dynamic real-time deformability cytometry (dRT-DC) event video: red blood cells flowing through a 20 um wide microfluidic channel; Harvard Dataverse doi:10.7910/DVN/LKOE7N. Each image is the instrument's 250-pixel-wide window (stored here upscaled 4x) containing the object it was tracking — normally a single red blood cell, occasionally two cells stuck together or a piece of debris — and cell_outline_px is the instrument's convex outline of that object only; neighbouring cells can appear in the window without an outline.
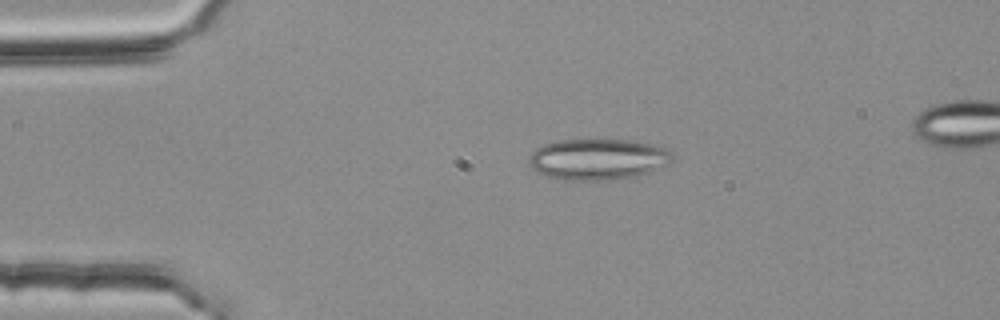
{"species": "common noctule bat (a hibernating species)", "species_latin": "Nyctalus noctula", "temperature_condition": "room temperature", "stored_images_in_passage": 45, "camera_frame_rate_fps": 3000, "um_per_image_px": 0.085, "animal": {"sex": "female", "body_mass_g": 25.1}, "frame": {"image": 1, "passage_image": 2, "time_ms": 0.333, "image_size_px": [1000, 320], "cell_outline_px": [[672, 160], [668, 164], [652, 172], [636, 176], [600, 184], [564, 180], [548, 176], [536, 172], [532, 168], [528, 160], [528, 156], [536, 148], [544, 144], [560, 140], [624, 140], [648, 144], [668, 148], [672, 152]], "centroid_in_image_um": [50.81, 13.59], "position_along_channel_um": 34.2, "area_um2": 35.26}}
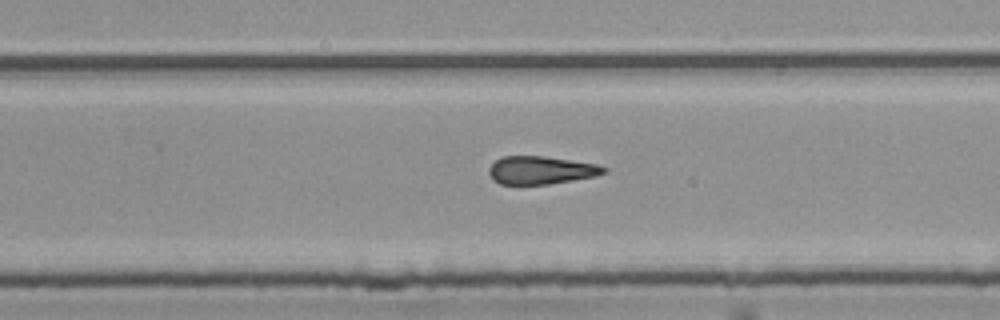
{"frame": {"image": 2, "passage_image": 25, "time_ms": 8.0, "image_size_px": [1000, 320], "cell_outline_px": [[608, 172], [596, 176], [548, 184], [500, 184], [488, 172], [488, 168], [500, 156], [544, 156], [596, 164], [608, 168]], "centroid_in_image_um": [46.0, 14.46], "position_along_channel_um": 283.8, "area_um2": 18.61}}
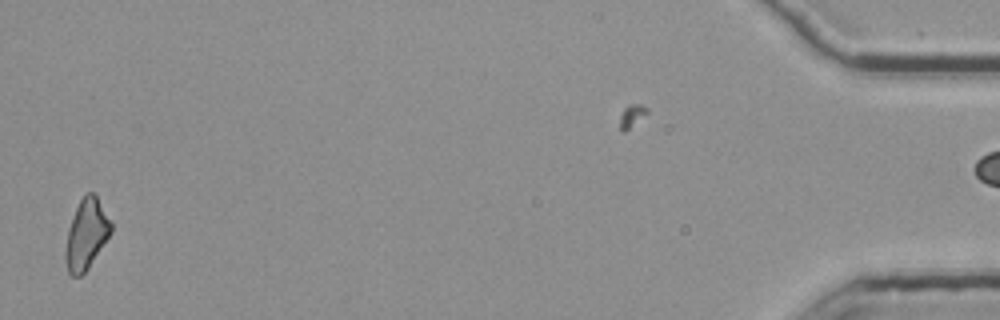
{"frame": {"image": 3, "passage_image": 44, "time_ms": 14.333, "image_size_px": [1000, 320], "cell_outline_px": [[112, 232], [88, 268], [80, 276], [72, 276], [68, 272], [64, 256], [64, 252], [68, 228], [76, 208], [80, 200], [88, 192], [92, 192], [96, 196], [112, 224]], "centroid_in_image_um": [7.32, 19.94], "position_along_channel_um": 427.9, "area_um2": 18.38}}